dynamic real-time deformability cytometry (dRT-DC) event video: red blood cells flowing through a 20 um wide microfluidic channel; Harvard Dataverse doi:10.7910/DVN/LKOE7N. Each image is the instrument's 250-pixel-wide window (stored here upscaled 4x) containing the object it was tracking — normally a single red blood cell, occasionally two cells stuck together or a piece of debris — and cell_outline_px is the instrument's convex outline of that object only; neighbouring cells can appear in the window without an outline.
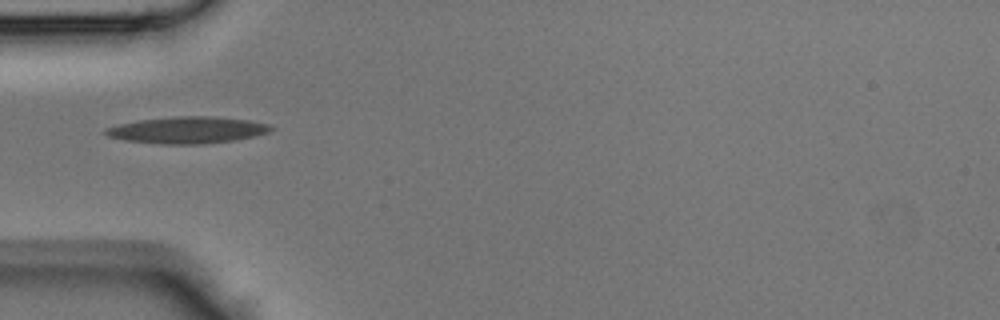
{"species": "Egyptian fruit bat (a non-hibernating species)", "species_latin": "Rousettus aegyptiacus", "temperature_condition": "room temperature", "stored_images_in_passage": 30, "camera_frame_rate_fps": 3000, "um_per_image_px": 0.085, "animal": {"sex": "male"}, "frame": {"image": 1, "passage_image": 1, "time_ms": 0.0, "image_size_px": [1000, 320], "cell_outline_px": [[272, 128], [268, 132], [236, 140], [204, 144], [160, 144], [124, 140], [108, 136], [100, 132], [104, 128], [120, 124], [140, 120], [176, 116], [208, 116], [248, 120], [268, 124]], "centroid_in_image_um": [15.86, 11.06], "position_along_channel_um": 69.1, "area_um2": 25.61}}
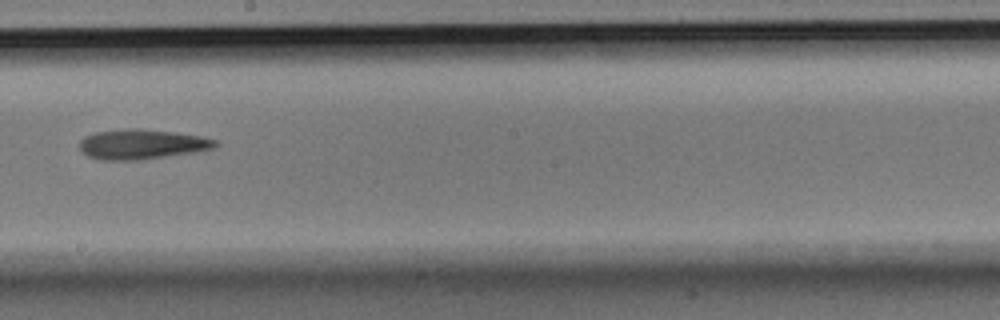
{"frame": {"image": 2, "passage_image": 12, "time_ms": 3.667, "image_size_px": [1000, 320], "cell_outline_px": [[220, 144], [216, 148], [196, 152], [140, 160], [96, 160], [80, 152], [80, 140], [84, 136], [96, 132], [128, 128], [140, 128], [172, 132], [200, 136], [216, 140]], "centroid_in_image_um": [12.04, 12.27], "position_along_channel_um": 236.2, "area_um2": 23.93}}
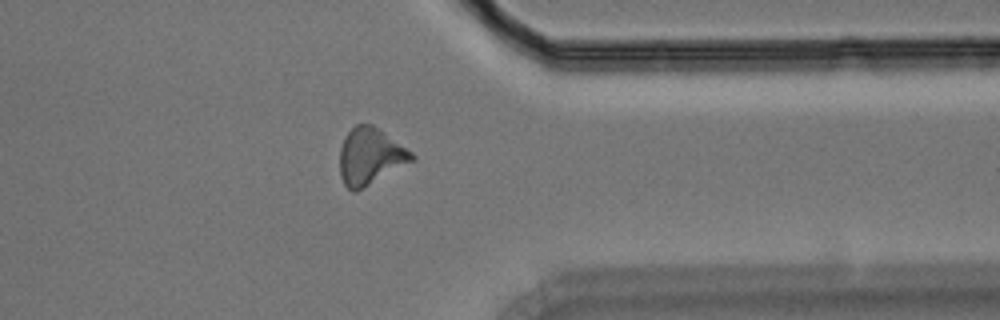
{"frame": {"image": 3, "passage_image": 22, "time_ms": 7.0, "image_size_px": [1000, 320], "cell_outline_px": [[416, 160], [356, 192], [352, 192], [344, 184], [340, 176], [340, 148], [344, 136], [356, 124], [372, 124], [384, 132], [412, 152], [416, 156]], "centroid_in_image_um": [31.47, 13.3], "position_along_channel_um": 379.9, "area_um2": 23.93}}